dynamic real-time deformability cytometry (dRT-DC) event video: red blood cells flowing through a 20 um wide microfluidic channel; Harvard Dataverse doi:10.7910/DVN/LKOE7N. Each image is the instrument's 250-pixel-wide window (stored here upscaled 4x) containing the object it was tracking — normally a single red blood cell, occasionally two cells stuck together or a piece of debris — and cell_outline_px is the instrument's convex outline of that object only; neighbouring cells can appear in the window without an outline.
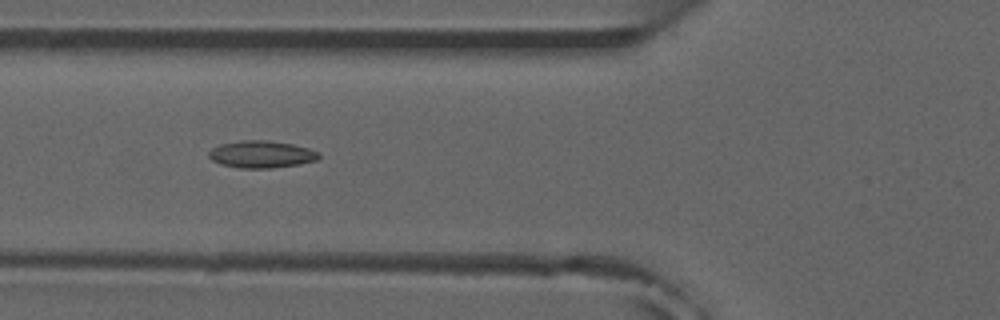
{"species": "common noctule bat (a hibernating species)", "species_latin": "Nyctalus noctula", "temperature_condition": "room temperature", "stored_images_in_passage": 10, "camera_frame_rate_fps": 3000, "um_per_image_px": 0.085, "animal": {"sex": "male", "forearm_length_mm": 52.5}, "frame": {"image": 1, "passage_image": 5, "time_ms": 5.333, "image_size_px": [1000, 320], "cell_outline_px": [[320, 156], [316, 160], [300, 164], [272, 168], [240, 168], [220, 164], [212, 160], [208, 156], [208, 152], [212, 148], [220, 144], [240, 140], [264, 140], [292, 144], [308, 148], [320, 152]], "centroid_in_image_um": [22.21, 13.12], "position_along_channel_um": 103.6, "area_um2": 17.46}}
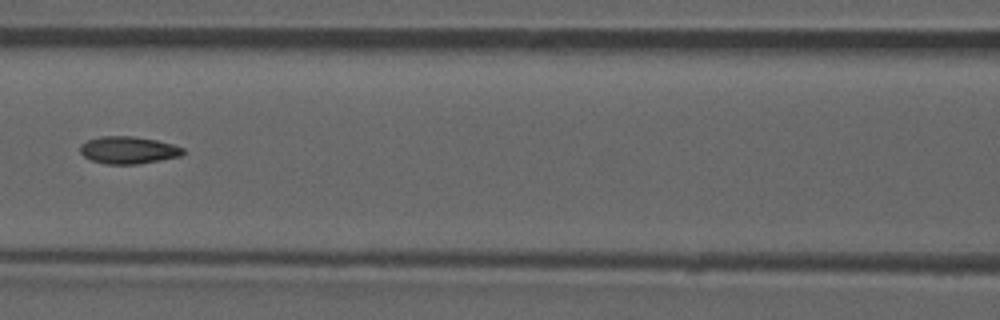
{"frame": {"image": 2, "passage_image": 6, "time_ms": 6.667, "image_size_px": [1000, 320], "cell_outline_px": [[184, 152], [180, 156], [160, 160], [136, 164], [108, 164], [92, 160], [84, 156], [80, 152], [80, 144], [88, 140], [100, 136], [132, 136], [156, 140], [172, 144], [184, 148]], "centroid_in_image_um": [10.89, 12.75], "position_along_channel_um": 155.7, "area_um2": 16.24}}